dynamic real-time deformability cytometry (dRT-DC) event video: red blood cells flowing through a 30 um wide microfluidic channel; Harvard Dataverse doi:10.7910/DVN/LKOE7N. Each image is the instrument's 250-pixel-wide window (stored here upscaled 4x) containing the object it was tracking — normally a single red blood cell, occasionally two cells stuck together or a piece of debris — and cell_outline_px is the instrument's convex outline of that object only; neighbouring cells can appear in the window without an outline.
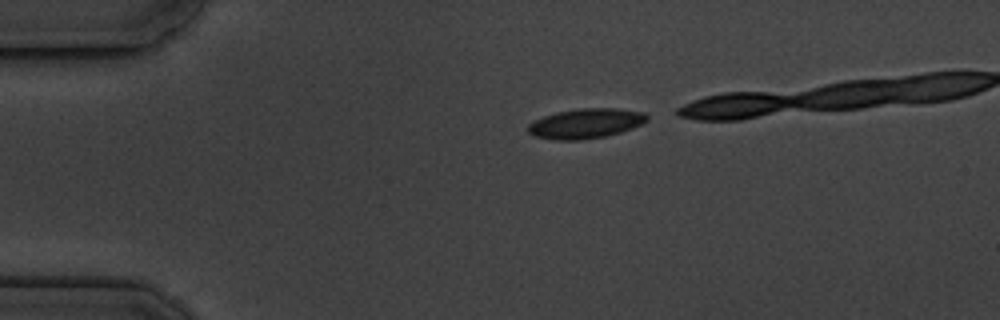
{"species": "common noctule bat (a hibernating species)", "species_latin": "Nyctalus noctula", "temperature_condition": "cold", "stored_images_in_passage": 5, "camera_frame_rate_fps": 3000, "um_per_image_px": 0.085, "animal": {"sex": "male", "body_mass_g": 19.5, "forearm_length_mm": 54.6}, "frame": {"image": 1, "passage_image": 1, "time_ms": 0.0, "image_size_px": [1000, 320], "cell_outline_px": [[648, 120], [632, 128], [620, 132], [604, 136], [580, 140], [556, 140], [536, 136], [528, 132], [528, 124], [544, 116], [556, 112], [580, 108], [616, 108], [644, 112], [648, 116]], "centroid_in_image_um": [49.79, 10.49], "position_along_channel_um": 35.2, "area_um2": 20.52}}